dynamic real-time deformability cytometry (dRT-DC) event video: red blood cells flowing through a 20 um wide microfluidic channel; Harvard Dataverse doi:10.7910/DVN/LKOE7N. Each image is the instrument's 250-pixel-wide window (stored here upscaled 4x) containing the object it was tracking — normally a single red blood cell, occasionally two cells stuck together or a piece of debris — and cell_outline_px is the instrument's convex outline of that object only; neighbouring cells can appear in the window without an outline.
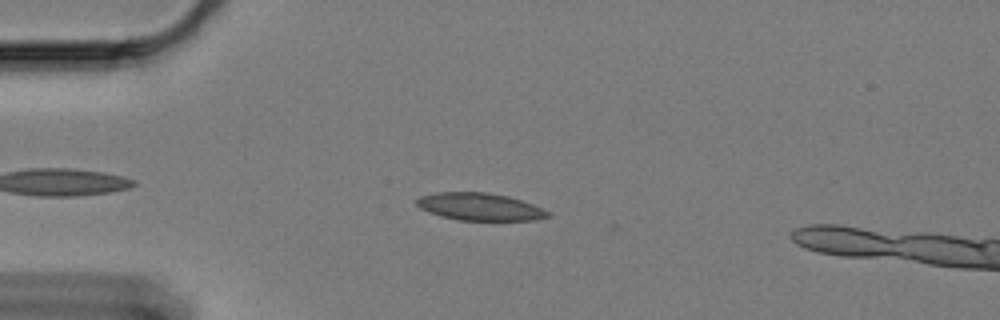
{"species": "Egyptian fruit bat (a non-hibernating species)", "species_latin": "Rousettus aegyptiacus", "temperature_condition": "cold", "stored_images_in_passage": 45, "camera_frame_rate_fps": 3000, "um_per_image_px": 0.085, "animal": {"sex": "female"}, "frame": {"image": 1, "passage_image": 3, "time_ms": 0.667, "image_size_px": [1000, 320], "cell_outline_px": [[552, 216], [536, 220], [460, 220], [440, 216], [428, 212], [420, 208], [416, 204], [416, 200], [420, 196], [436, 192], [484, 192], [508, 196], [532, 204], [552, 212]], "centroid_in_image_um": [40.8, 17.57], "position_along_channel_um": 44.2, "area_um2": 21.04}}
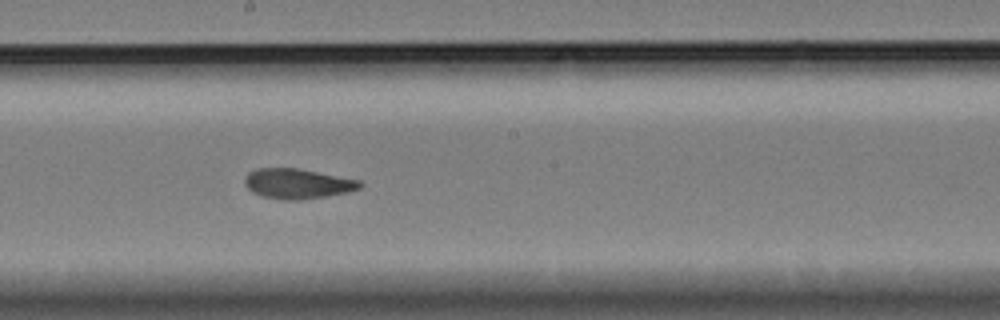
{"frame": {"image": 2, "passage_image": 21, "time_ms": 6.667, "image_size_px": [1000, 320], "cell_outline_px": [[364, 184], [360, 188], [348, 192], [328, 196], [300, 200], [284, 200], [260, 196], [252, 192], [244, 184], [244, 176], [248, 172], [256, 168], [296, 168], [360, 180]], "centroid_in_image_um": [25.26, 15.62], "position_along_channel_um": 222.9, "area_um2": 20.35}}
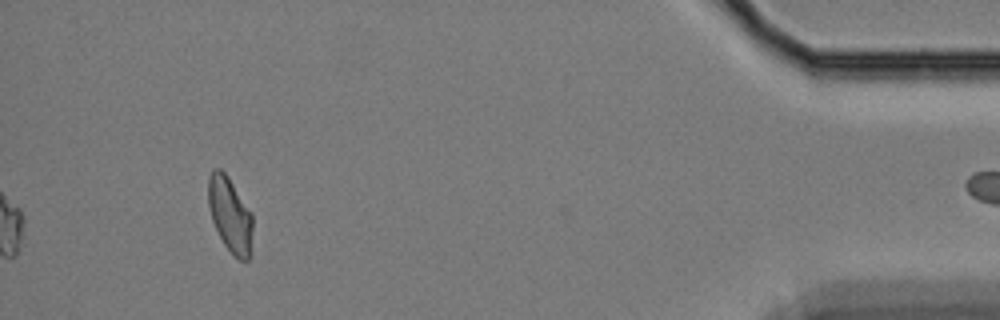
{"frame": {"image": 3, "passage_image": 44, "time_ms": 14.333, "image_size_px": [1000, 320], "cell_outline_px": [[252, 228], [248, 260], [240, 260], [232, 256], [224, 244], [212, 220], [208, 204], [208, 176], [212, 168], [220, 168], [228, 176], [252, 212]], "centroid_in_image_um": [19.53, 18.21], "position_along_channel_um": 415.7, "area_um2": 19.42}}